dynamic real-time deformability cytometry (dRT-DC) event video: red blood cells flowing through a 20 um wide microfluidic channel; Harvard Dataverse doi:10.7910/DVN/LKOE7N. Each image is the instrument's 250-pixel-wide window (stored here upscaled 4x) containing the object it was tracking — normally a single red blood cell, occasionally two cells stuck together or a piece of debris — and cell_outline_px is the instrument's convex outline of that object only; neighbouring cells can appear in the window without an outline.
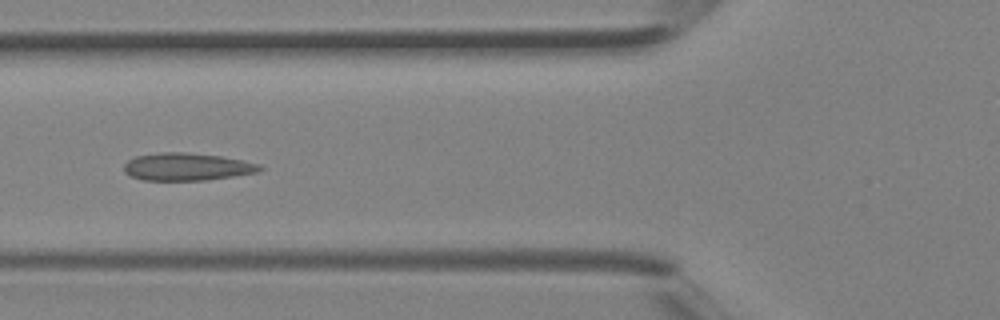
{"species": "Egyptian fruit bat (a non-hibernating species)", "species_latin": "Rousettus aegyptiacus", "temperature_condition": "room temperature", "stored_images_in_passage": 5, "camera_frame_rate_fps": 3000, "um_per_image_px": 0.085, "animal": {"sex": "female"}, "frame": {"image": 1, "passage_image": 5, "time_ms": 1.333, "image_size_px": [1000, 320], "cell_outline_px": [[264, 168], [256, 172], [232, 176], [204, 180], [144, 180], [132, 176], [124, 172], [124, 164], [128, 160], [136, 156], [164, 152], [184, 152], [220, 156], [260, 164]], "centroid_in_image_um": [15.87, 14.17], "position_along_channel_um": 109.9, "area_um2": 21.5}}